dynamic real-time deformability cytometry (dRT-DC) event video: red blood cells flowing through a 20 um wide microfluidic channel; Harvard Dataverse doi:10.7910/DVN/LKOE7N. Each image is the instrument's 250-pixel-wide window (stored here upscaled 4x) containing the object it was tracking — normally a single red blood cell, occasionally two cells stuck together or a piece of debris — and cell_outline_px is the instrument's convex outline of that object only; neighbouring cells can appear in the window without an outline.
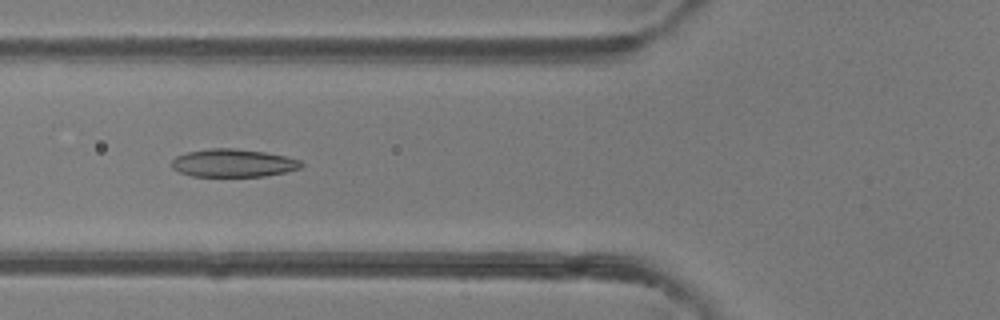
{"species": "common noctule bat (a hibernating species)", "species_latin": "Nyctalus noctula", "temperature_condition": "room temperature", "stored_images_in_passage": 48, "camera_frame_rate_fps": 3000, "um_per_image_px": 0.085, "animal": {"sex": "female"}, "frame": {"image": 1, "passage_image": 18, "time_ms": 5.667, "image_size_px": [1000, 320], "cell_outline_px": [[304, 164], [300, 168], [284, 172], [264, 176], [192, 176], [180, 172], [172, 168], [172, 160], [176, 156], [188, 152], [212, 148], [232, 148], [264, 152], [284, 156], [300, 160]], "centroid_in_image_um": [19.81, 13.86], "position_along_channel_um": 106.0, "area_um2": 20.87}}
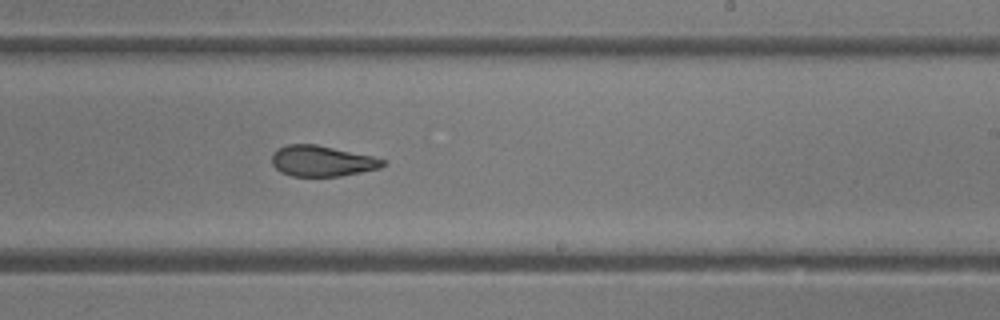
{"frame": {"image": 2, "passage_image": 29, "time_ms": 9.333, "image_size_px": [1000, 320], "cell_outline_px": [[388, 164], [380, 168], [340, 176], [292, 176], [280, 172], [272, 164], [272, 156], [280, 148], [288, 144], [316, 144], [372, 156], [384, 160]], "centroid_in_image_um": [27.39, 13.69], "position_along_channel_um": 261.6, "area_um2": 19.71}}
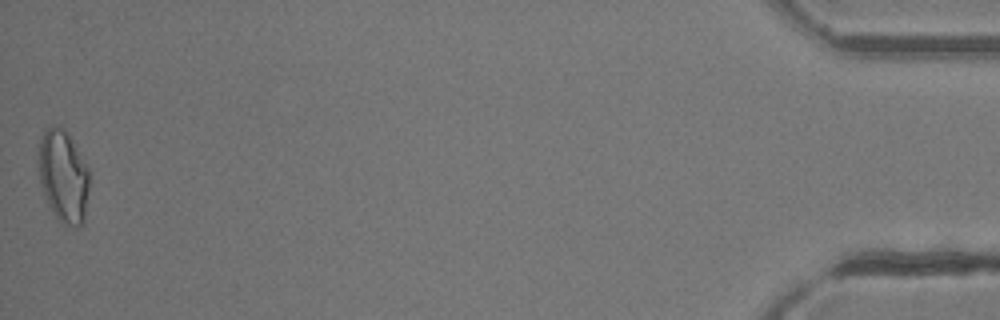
{"frame": {"image": 3, "passage_image": 48, "time_ms": 15.667, "image_size_px": [1000, 320], "cell_outline_px": [[88, 188], [84, 224], [76, 228], [64, 224], [48, 208], [40, 180], [40, 140], [44, 128], [52, 124], [60, 124], [64, 128], [72, 140], [88, 168]], "centroid_in_image_um": [5.39, 14.98], "position_along_channel_um": 429.8, "area_um2": 27.28}, "authors_computed_cell_mechanics": {"area_um2": 22.1085, "velocity_mm_per_s": 4.2389, "shape_relaxation_time_tau1_ms": null, "shape_relaxation_time_tau2_ms": 2.7527, "deformation_change_tau1": null, "deformation_change_tau2": 0.1095}}